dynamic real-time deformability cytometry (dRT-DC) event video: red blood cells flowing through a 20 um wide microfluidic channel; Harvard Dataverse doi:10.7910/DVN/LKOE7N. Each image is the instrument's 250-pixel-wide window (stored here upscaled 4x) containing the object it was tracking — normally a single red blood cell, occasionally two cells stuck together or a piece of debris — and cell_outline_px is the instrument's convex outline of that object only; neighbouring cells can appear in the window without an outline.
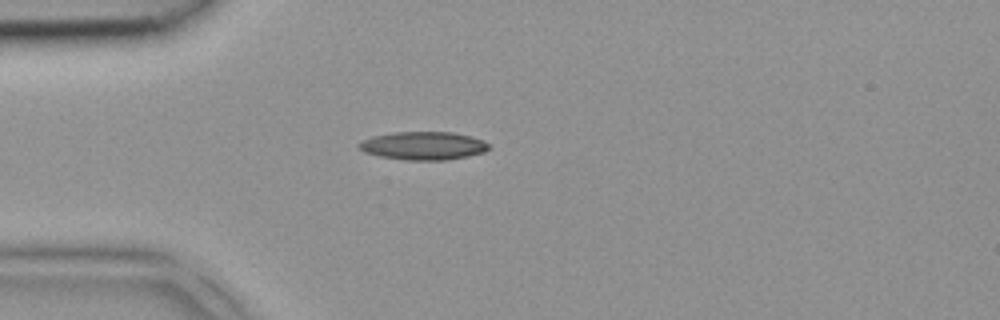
{"species": "common noctule bat (a hibernating species)", "species_latin": "Nyctalus noctula", "temperature_condition": "room temperature", "stored_images_in_passage": 2, "camera_frame_rate_fps": 3000, "um_per_image_px": 0.085, "animal": {"sex": "female", "body_mass_g": 18.4}, "frame": {"image": 1, "passage_image": 2, "time_ms": 0.333, "image_size_px": [1000, 320], "cell_outline_px": [[488, 148], [484, 152], [468, 156], [448, 160], [404, 160], [380, 156], [364, 152], [356, 144], [360, 140], [372, 136], [392, 132], [452, 132], [472, 136], [484, 140], [488, 144]], "centroid_in_image_um": [35.96, 12.38], "position_along_channel_um": 49.0, "area_um2": 21.5}}